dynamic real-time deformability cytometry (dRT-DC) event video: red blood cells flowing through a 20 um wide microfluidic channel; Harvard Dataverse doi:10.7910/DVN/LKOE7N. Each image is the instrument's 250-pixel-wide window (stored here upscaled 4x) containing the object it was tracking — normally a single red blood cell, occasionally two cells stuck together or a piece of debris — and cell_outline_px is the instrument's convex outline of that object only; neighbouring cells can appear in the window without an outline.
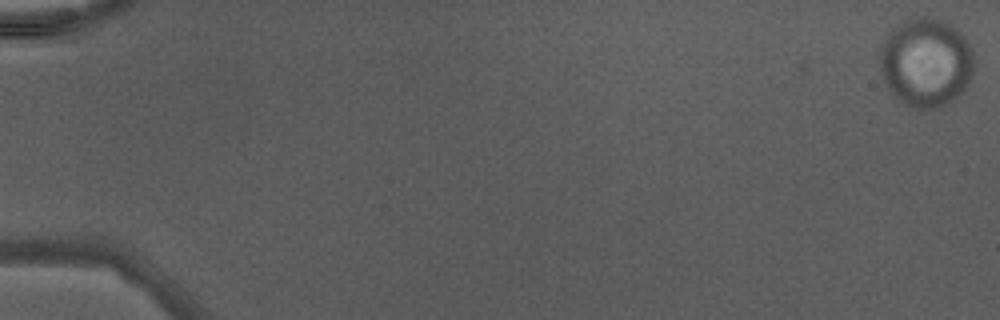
{"species": "Egyptian fruit bat (a non-hibernating species)", "species_latin": "Rousettus aegyptiacus", "temperature_condition": "warm", "stored_images_in_passage": 49, "camera_frame_rate_fps": 3000, "um_per_image_px": 0.085, "animal": {"sex": "male"}, "frame": {"image": 1, "passage_image": 1, "time_ms": 0.0, "image_size_px": [1000, 320], "cell_outline_px": [[972, 72], [964, 88], [952, 100], [944, 104], [932, 108], [912, 108], [904, 104], [892, 96], [880, 72], [880, 52], [888, 32], [892, 28], [904, 20], [924, 16], [928, 16], [944, 20], [956, 28], [964, 36], [972, 52]], "centroid_in_image_um": [78.66, 5.28], "position_along_channel_um": 6.3, "area_um2": 48.55}}
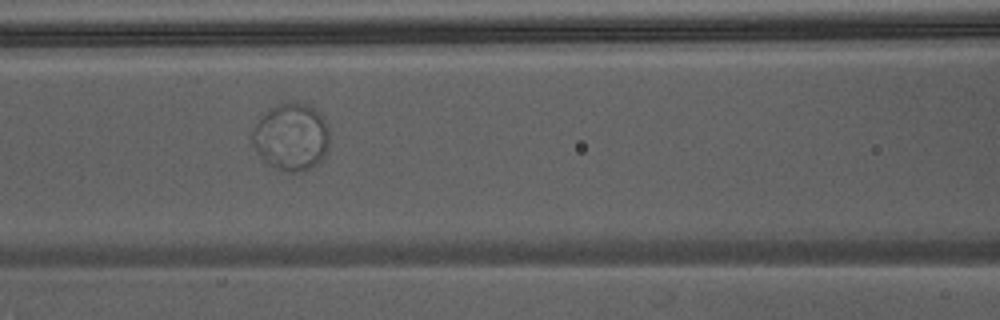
{"frame": {"image": 2, "passage_image": 24, "time_ms": 7.667, "image_size_px": [1000, 320], "cell_outline_px": [[328, 148], [324, 156], [312, 168], [304, 172], [280, 172], [268, 164], [260, 156], [252, 144], [252, 132], [256, 124], [272, 108], [280, 104], [308, 104], [320, 112], [324, 120], [328, 132]], "centroid_in_image_um": [24.77, 11.7], "position_along_channel_um": 141.8, "area_um2": 29.94}}
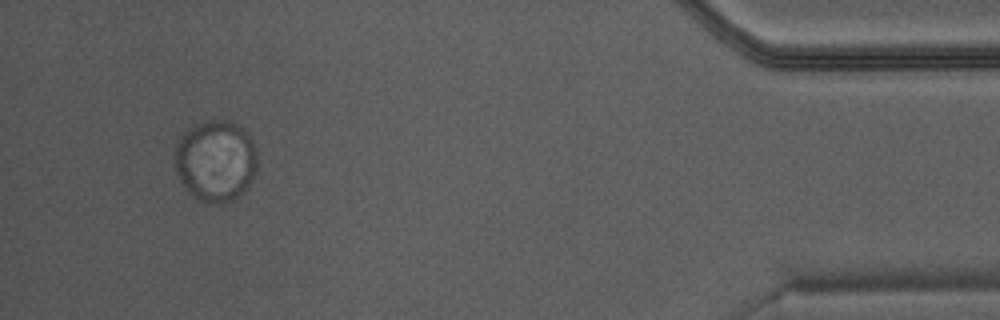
{"frame": {"image": 3, "passage_image": 47, "time_ms": 15.333, "image_size_px": [1000, 320], "cell_outline_px": [[256, 172], [252, 180], [232, 200], [220, 204], [216, 204], [200, 200], [188, 192], [180, 180], [176, 168], [176, 144], [180, 136], [184, 132], [196, 124], [208, 120], [232, 120], [252, 140], [256, 148]], "centroid_in_image_um": [18.32, 13.65], "position_along_channel_um": 416.9, "area_um2": 38.73}}